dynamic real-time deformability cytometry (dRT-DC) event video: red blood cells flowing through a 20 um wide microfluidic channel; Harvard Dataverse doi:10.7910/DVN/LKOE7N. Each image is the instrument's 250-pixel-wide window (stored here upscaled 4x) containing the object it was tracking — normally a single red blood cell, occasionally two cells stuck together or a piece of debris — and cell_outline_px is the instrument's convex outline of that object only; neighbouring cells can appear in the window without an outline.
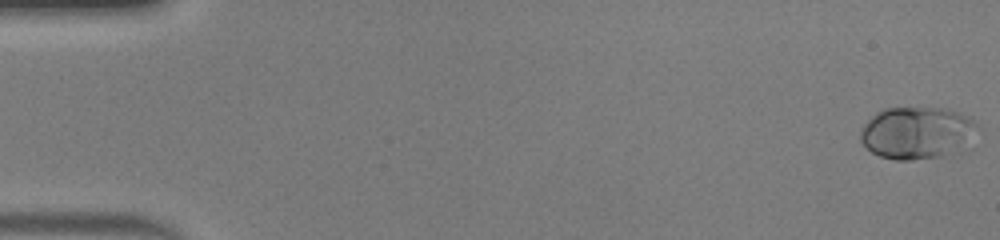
{"species": "human", "species_latin": "Homo sapiens", "temperature_condition": "warm", "stored_images_in_passage": 51, "camera_frame_rate_fps": 3000, "um_per_image_px": 0.085, "donor": {"sex": "male"}, "frame": {"image": 1, "passage_image": 1, "time_ms": 0.0, "image_size_px": [1000, 240], "cell_outline_px": [[980, 128], [960, 148], [952, 152], [940, 156], [912, 160], [896, 160], [880, 156], [872, 152], [860, 140], [860, 128], [876, 112], [884, 108], [948, 108], [972, 116]], "centroid_in_image_um": [77.94, 11.26], "position_along_channel_um": 7.1, "area_um2": 35.6}}
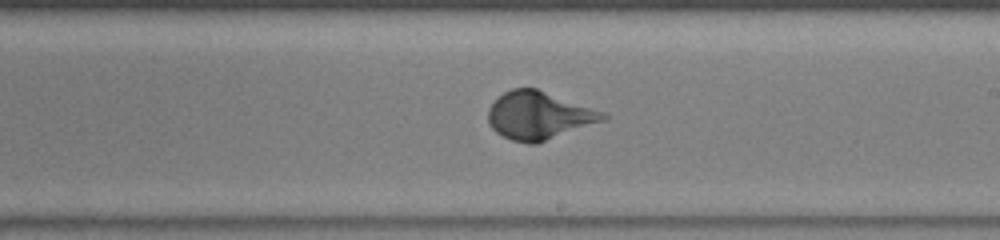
{"frame": {"image": 2, "passage_image": 30, "time_ms": 9.667, "image_size_px": [1000, 240], "cell_outline_px": [[608, 116], [604, 120], [536, 144], [528, 144], [512, 140], [496, 132], [488, 124], [488, 108], [504, 92], [512, 88], [536, 88], [608, 112]], "centroid_in_image_um": [45.83, 9.81], "position_along_channel_um": 243.2, "area_um2": 32.08}}
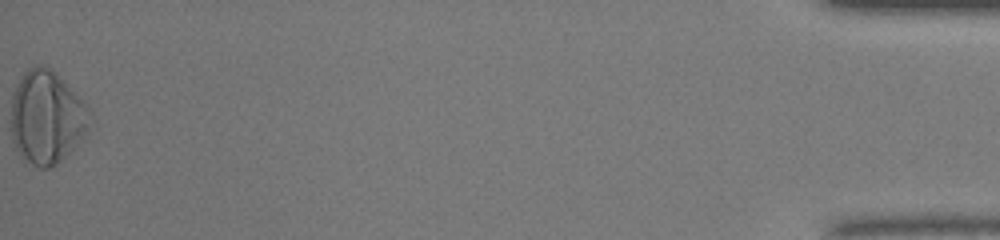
{"frame": {"image": 3, "passage_image": 51, "time_ms": 16.667, "image_size_px": [1000, 240], "cell_outline_px": [[88, 128], [72, 152], [56, 164], [48, 168], [40, 168], [32, 164], [16, 148], [12, 140], [12, 92], [16, 84], [24, 72], [28, 68], [36, 64], [44, 64], [56, 72], [60, 76], [88, 108]], "centroid_in_image_um": [3.95, 9.94], "position_along_channel_um": 431.3, "area_um2": 42.31}, "authors_computed_cell_mechanics": {"area_um2": 32.079, "velocity_mm_per_s": 4.1051, "shape_relaxation_time_tau1_ms": 3.338, "shape_relaxation_time_tau2_ms": null, "deformation_change_tau1": 0.2055, "deformation_change_tau2": null}}